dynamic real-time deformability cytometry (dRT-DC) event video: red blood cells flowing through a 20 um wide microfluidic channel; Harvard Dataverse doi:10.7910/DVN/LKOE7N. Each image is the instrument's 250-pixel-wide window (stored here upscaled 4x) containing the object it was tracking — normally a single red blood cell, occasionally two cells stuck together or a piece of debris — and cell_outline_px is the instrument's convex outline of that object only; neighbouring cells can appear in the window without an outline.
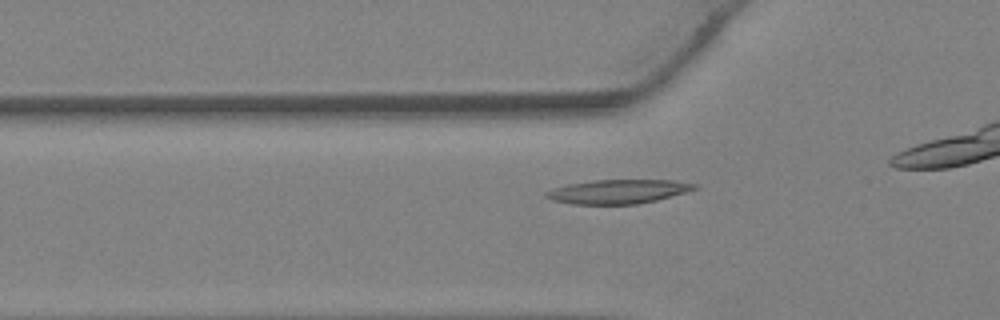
{"species": "Egyptian fruit bat (a non-hibernating species)", "species_latin": "Rousettus aegyptiacus", "temperature_condition": "warm", "stored_images_in_passage": 22, "camera_frame_rate_fps": 3000, "um_per_image_px": 0.085, "animal": {"sex": "female"}, "frame": {"image": 1, "passage_image": 4, "time_ms": 1.0, "image_size_px": [1000, 320], "cell_outline_px": [[700, 188], [656, 200], [636, 204], [572, 204], [552, 200], [544, 196], [544, 192], [552, 188], [568, 184], [592, 180], [672, 180], [700, 184]], "centroid_in_image_um": [52.54, 16.27], "position_along_channel_um": 73.3, "area_um2": 20.92}}
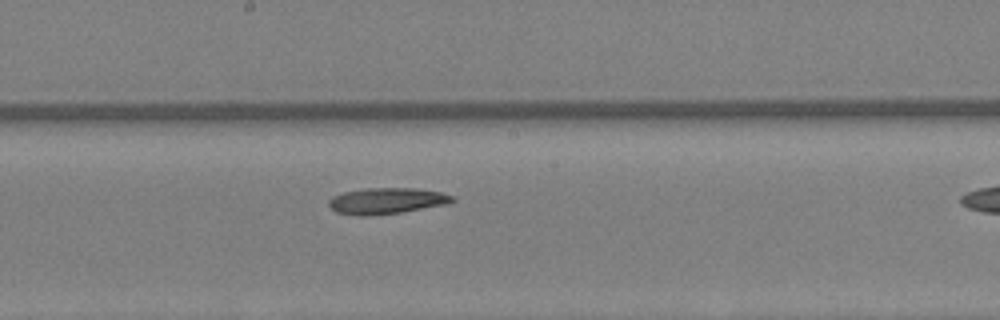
{"frame": {"image": 2, "passage_image": 12, "time_ms": 3.667, "image_size_px": [1000, 320], "cell_outline_px": [[456, 200], [448, 204], [400, 212], [364, 216], [336, 212], [328, 204], [328, 200], [332, 196], [344, 192], [364, 188], [416, 188], [440, 192], [456, 196]], "centroid_in_image_um": [32.89, 17.06], "position_along_channel_um": 215.3, "area_um2": 18.79}}
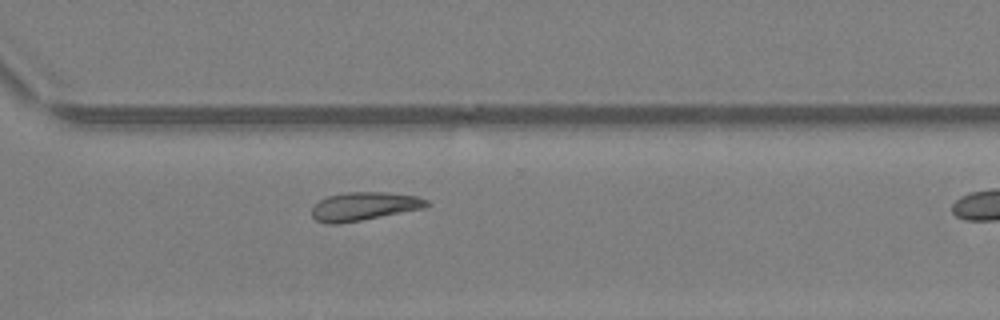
{"frame": {"image": 3, "passage_image": 19, "time_ms": 6.0, "image_size_px": [1000, 320], "cell_outline_px": [[428, 204], [424, 208], [360, 220], [336, 224], [328, 224], [316, 220], [312, 216], [312, 208], [320, 200], [328, 196], [344, 192], [388, 192], [420, 196], [428, 200]], "centroid_in_image_um": [30.95, 17.52], "position_along_channel_um": 339.6, "area_um2": 18.9}}